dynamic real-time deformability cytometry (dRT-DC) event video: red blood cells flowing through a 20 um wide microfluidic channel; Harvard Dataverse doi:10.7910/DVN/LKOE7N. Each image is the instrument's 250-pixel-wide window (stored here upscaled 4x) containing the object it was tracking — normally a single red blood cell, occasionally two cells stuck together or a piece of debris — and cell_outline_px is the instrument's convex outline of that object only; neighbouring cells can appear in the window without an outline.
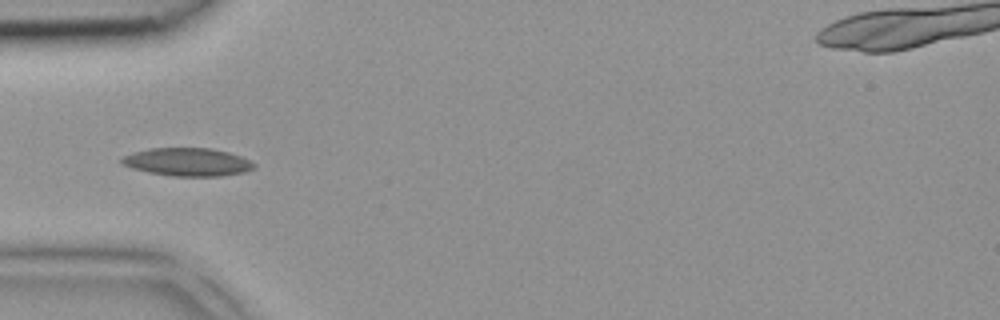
{"species": "common noctule bat (a hibernating species)", "species_latin": "Nyctalus noctula", "temperature_condition": "room temperature", "stored_images_in_passage": 6, "camera_frame_rate_fps": 3000, "um_per_image_px": 0.085, "animal": {"sex": "female", "body_mass_g": 18.4}, "frame": {"image": 1, "passage_image": 5, "time_ms": 1.333, "image_size_px": [1000, 320], "cell_outline_px": [[256, 168], [244, 172], [220, 176], [172, 176], [148, 172], [132, 168], [120, 164], [120, 160], [124, 156], [148, 148], [212, 148], [228, 152], [240, 156], [256, 164]], "centroid_in_image_um": [15.94, 13.77], "position_along_channel_um": 69.1, "area_um2": 21.62}}